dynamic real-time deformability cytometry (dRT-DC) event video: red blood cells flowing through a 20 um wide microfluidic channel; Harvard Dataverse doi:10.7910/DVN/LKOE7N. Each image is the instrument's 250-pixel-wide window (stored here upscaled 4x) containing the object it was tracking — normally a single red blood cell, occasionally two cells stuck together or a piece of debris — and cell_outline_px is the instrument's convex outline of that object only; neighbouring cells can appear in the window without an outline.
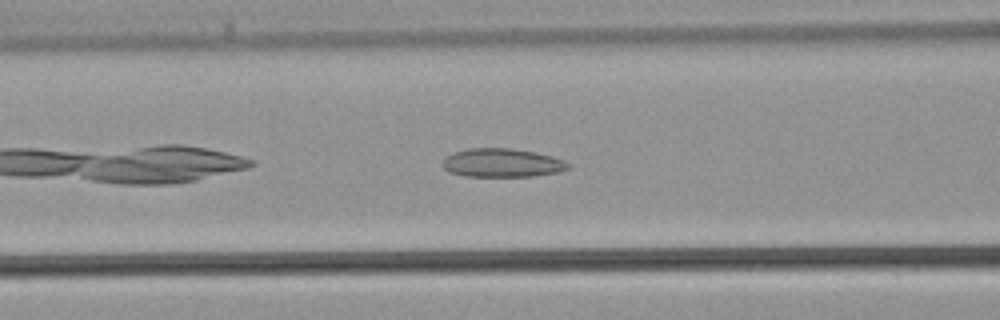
{"species": "common noctule bat (a hibernating species)", "species_latin": "Nyctalus noctula", "temperature_condition": "warm", "stored_images_in_passage": 30, "camera_frame_rate_fps": 3000, "um_per_image_px": 0.085, "animal": {"sex": "male", "body_mass_g": 21.5, "forearm_length_mm": 52.0}, "frame": {"image": 1, "passage_image": 5, "time_ms": 1.333, "image_size_px": [1000, 320], "cell_outline_px": [[572, 164], [568, 168], [560, 172], [532, 176], [464, 176], [448, 172], [444, 168], [444, 160], [452, 152], [468, 148], [512, 148], [536, 152], [552, 156], [564, 160]], "centroid_in_image_um": [42.71, 13.84], "position_along_channel_um": 123.9, "area_um2": 21.04}}
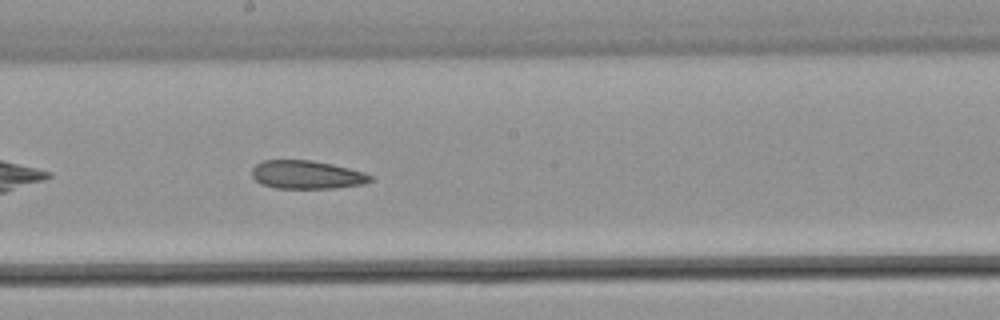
{"frame": {"image": 2, "passage_image": 11, "time_ms": 3.333, "image_size_px": [1000, 320], "cell_outline_px": [[372, 180], [364, 184], [336, 188], [276, 188], [260, 184], [252, 176], [252, 168], [256, 164], [264, 160], [312, 160], [332, 164], [364, 172], [372, 176]], "centroid_in_image_um": [26.07, 14.85], "position_along_channel_um": 222.1, "area_um2": 19.59}}
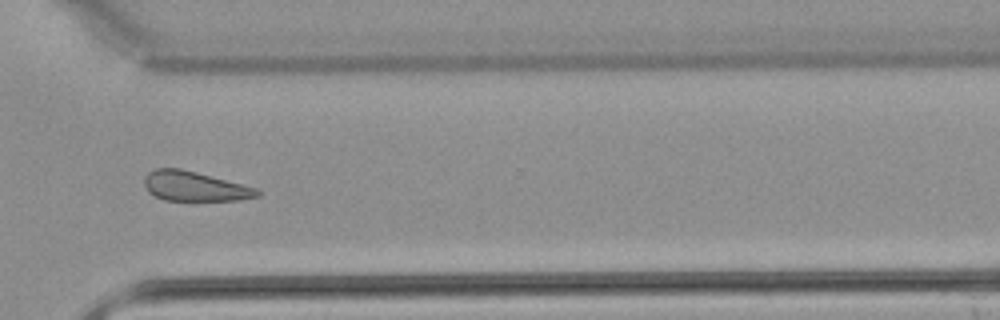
{"frame": {"image": 3, "passage_image": 19, "time_ms": 6.0, "image_size_px": [1000, 320], "cell_outline_px": [[260, 196], [240, 200], [164, 200], [148, 192], [144, 184], [144, 180], [148, 172], [156, 168], [180, 168], [196, 172], [256, 188], [260, 192]], "centroid_in_image_um": [16.53, 15.84], "position_along_channel_um": 354.1, "area_um2": 19.31}}